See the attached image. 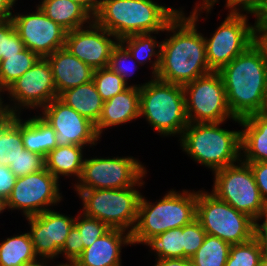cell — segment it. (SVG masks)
Here are the masks:
<instances>
[{
  "label": "cell",
  "instance_id": "cell-1",
  "mask_svg": "<svg viewBox=\"0 0 267 266\" xmlns=\"http://www.w3.org/2000/svg\"><path fill=\"white\" fill-rule=\"evenodd\" d=\"M202 10H207L208 14L211 8L200 2L188 17L181 9L166 26L165 31H171L173 34H169V39L161 41V60L155 78L183 86L211 72L206 57L204 36L197 31L198 17L200 13H204Z\"/></svg>",
  "mask_w": 267,
  "mask_h": 266
},
{
  "label": "cell",
  "instance_id": "cell-2",
  "mask_svg": "<svg viewBox=\"0 0 267 266\" xmlns=\"http://www.w3.org/2000/svg\"><path fill=\"white\" fill-rule=\"evenodd\" d=\"M228 107L236 119H244L260 111L267 90V65L251 44L219 71Z\"/></svg>",
  "mask_w": 267,
  "mask_h": 266
},
{
  "label": "cell",
  "instance_id": "cell-3",
  "mask_svg": "<svg viewBox=\"0 0 267 266\" xmlns=\"http://www.w3.org/2000/svg\"><path fill=\"white\" fill-rule=\"evenodd\" d=\"M180 11L152 0H99L93 20L120 40L134 34L164 32Z\"/></svg>",
  "mask_w": 267,
  "mask_h": 266
},
{
  "label": "cell",
  "instance_id": "cell-4",
  "mask_svg": "<svg viewBox=\"0 0 267 266\" xmlns=\"http://www.w3.org/2000/svg\"><path fill=\"white\" fill-rule=\"evenodd\" d=\"M173 190L155 204L141 195L137 223L131 233L132 244H144L153 236L183 227L196 219L197 192Z\"/></svg>",
  "mask_w": 267,
  "mask_h": 266
},
{
  "label": "cell",
  "instance_id": "cell-5",
  "mask_svg": "<svg viewBox=\"0 0 267 266\" xmlns=\"http://www.w3.org/2000/svg\"><path fill=\"white\" fill-rule=\"evenodd\" d=\"M220 123H188L180 137L182 151L212 171L240 162L241 130L220 128Z\"/></svg>",
  "mask_w": 267,
  "mask_h": 266
},
{
  "label": "cell",
  "instance_id": "cell-6",
  "mask_svg": "<svg viewBox=\"0 0 267 266\" xmlns=\"http://www.w3.org/2000/svg\"><path fill=\"white\" fill-rule=\"evenodd\" d=\"M152 78L140 89L139 116H144L161 136L181 137L189 123L183 86Z\"/></svg>",
  "mask_w": 267,
  "mask_h": 266
},
{
  "label": "cell",
  "instance_id": "cell-7",
  "mask_svg": "<svg viewBox=\"0 0 267 266\" xmlns=\"http://www.w3.org/2000/svg\"><path fill=\"white\" fill-rule=\"evenodd\" d=\"M196 219L206 234L230 245L244 243L256 236L254 219L207 191H197Z\"/></svg>",
  "mask_w": 267,
  "mask_h": 266
},
{
  "label": "cell",
  "instance_id": "cell-8",
  "mask_svg": "<svg viewBox=\"0 0 267 266\" xmlns=\"http://www.w3.org/2000/svg\"><path fill=\"white\" fill-rule=\"evenodd\" d=\"M83 202L82 213L105 223L109 228L133 232L138 217L141 193L131 186L122 189L76 190Z\"/></svg>",
  "mask_w": 267,
  "mask_h": 266
},
{
  "label": "cell",
  "instance_id": "cell-9",
  "mask_svg": "<svg viewBox=\"0 0 267 266\" xmlns=\"http://www.w3.org/2000/svg\"><path fill=\"white\" fill-rule=\"evenodd\" d=\"M185 110L189 123H220L233 117L226 98L223 79L219 72H210L183 85Z\"/></svg>",
  "mask_w": 267,
  "mask_h": 266
},
{
  "label": "cell",
  "instance_id": "cell-10",
  "mask_svg": "<svg viewBox=\"0 0 267 266\" xmlns=\"http://www.w3.org/2000/svg\"><path fill=\"white\" fill-rule=\"evenodd\" d=\"M146 171L133 157L84 158L81 177L74 186L75 190L141 187Z\"/></svg>",
  "mask_w": 267,
  "mask_h": 266
},
{
  "label": "cell",
  "instance_id": "cell-11",
  "mask_svg": "<svg viewBox=\"0 0 267 266\" xmlns=\"http://www.w3.org/2000/svg\"><path fill=\"white\" fill-rule=\"evenodd\" d=\"M212 193L227 202L237 211L243 212L255 221L265 209L253 171L248 163L240 160L214 171Z\"/></svg>",
  "mask_w": 267,
  "mask_h": 266
},
{
  "label": "cell",
  "instance_id": "cell-12",
  "mask_svg": "<svg viewBox=\"0 0 267 266\" xmlns=\"http://www.w3.org/2000/svg\"><path fill=\"white\" fill-rule=\"evenodd\" d=\"M246 14L231 12L209 39L204 37L210 71L219 72L252 44V29Z\"/></svg>",
  "mask_w": 267,
  "mask_h": 266
},
{
  "label": "cell",
  "instance_id": "cell-13",
  "mask_svg": "<svg viewBox=\"0 0 267 266\" xmlns=\"http://www.w3.org/2000/svg\"><path fill=\"white\" fill-rule=\"evenodd\" d=\"M58 183L46 168L17 178L6 200L7 209L22 210L25 218L49 210L62 200Z\"/></svg>",
  "mask_w": 267,
  "mask_h": 266
},
{
  "label": "cell",
  "instance_id": "cell-14",
  "mask_svg": "<svg viewBox=\"0 0 267 266\" xmlns=\"http://www.w3.org/2000/svg\"><path fill=\"white\" fill-rule=\"evenodd\" d=\"M5 91L9 93L8 98L14 102L13 106L7 104L10 114L14 115L20 114L24 107L41 110L53 99L58 98L50 63L46 58H40Z\"/></svg>",
  "mask_w": 267,
  "mask_h": 266
},
{
  "label": "cell",
  "instance_id": "cell-15",
  "mask_svg": "<svg viewBox=\"0 0 267 266\" xmlns=\"http://www.w3.org/2000/svg\"><path fill=\"white\" fill-rule=\"evenodd\" d=\"M40 116L55 131L57 146H95L100 139L95 124L67 106L59 98L42 108ZM93 144V145H92ZM86 145V146H85Z\"/></svg>",
  "mask_w": 267,
  "mask_h": 266
},
{
  "label": "cell",
  "instance_id": "cell-16",
  "mask_svg": "<svg viewBox=\"0 0 267 266\" xmlns=\"http://www.w3.org/2000/svg\"><path fill=\"white\" fill-rule=\"evenodd\" d=\"M11 20L25 48L40 58L65 47L67 31L48 18L38 6L35 12L29 14H12Z\"/></svg>",
  "mask_w": 267,
  "mask_h": 266
},
{
  "label": "cell",
  "instance_id": "cell-17",
  "mask_svg": "<svg viewBox=\"0 0 267 266\" xmlns=\"http://www.w3.org/2000/svg\"><path fill=\"white\" fill-rule=\"evenodd\" d=\"M118 42L113 34L93 20L87 26L68 31L65 48L93 70H97L108 67L111 51Z\"/></svg>",
  "mask_w": 267,
  "mask_h": 266
},
{
  "label": "cell",
  "instance_id": "cell-18",
  "mask_svg": "<svg viewBox=\"0 0 267 266\" xmlns=\"http://www.w3.org/2000/svg\"><path fill=\"white\" fill-rule=\"evenodd\" d=\"M30 237L37 257L54 259L59 256L65 240L75 224V218L55 212L51 208L26 217Z\"/></svg>",
  "mask_w": 267,
  "mask_h": 266
},
{
  "label": "cell",
  "instance_id": "cell-19",
  "mask_svg": "<svg viewBox=\"0 0 267 266\" xmlns=\"http://www.w3.org/2000/svg\"><path fill=\"white\" fill-rule=\"evenodd\" d=\"M129 244L132 245L129 232L110 228L91 246L85 248L72 266H122L121 248Z\"/></svg>",
  "mask_w": 267,
  "mask_h": 266
},
{
  "label": "cell",
  "instance_id": "cell-20",
  "mask_svg": "<svg viewBox=\"0 0 267 266\" xmlns=\"http://www.w3.org/2000/svg\"><path fill=\"white\" fill-rule=\"evenodd\" d=\"M46 59L50 63L58 96L65 90L93 80L94 70L65 47L56 50Z\"/></svg>",
  "mask_w": 267,
  "mask_h": 266
},
{
  "label": "cell",
  "instance_id": "cell-21",
  "mask_svg": "<svg viewBox=\"0 0 267 266\" xmlns=\"http://www.w3.org/2000/svg\"><path fill=\"white\" fill-rule=\"evenodd\" d=\"M144 85L145 83L132 84L123 92L103 103L99 121L95 125L100 138L104 128L126 124L138 117L140 118V89Z\"/></svg>",
  "mask_w": 267,
  "mask_h": 266
},
{
  "label": "cell",
  "instance_id": "cell-22",
  "mask_svg": "<svg viewBox=\"0 0 267 266\" xmlns=\"http://www.w3.org/2000/svg\"><path fill=\"white\" fill-rule=\"evenodd\" d=\"M240 122V126L244 127L241 130V160L267 162V118L253 114Z\"/></svg>",
  "mask_w": 267,
  "mask_h": 266
},
{
  "label": "cell",
  "instance_id": "cell-23",
  "mask_svg": "<svg viewBox=\"0 0 267 266\" xmlns=\"http://www.w3.org/2000/svg\"><path fill=\"white\" fill-rule=\"evenodd\" d=\"M37 6L67 32L93 21V17L81 5L71 0H42Z\"/></svg>",
  "mask_w": 267,
  "mask_h": 266
},
{
  "label": "cell",
  "instance_id": "cell-24",
  "mask_svg": "<svg viewBox=\"0 0 267 266\" xmlns=\"http://www.w3.org/2000/svg\"><path fill=\"white\" fill-rule=\"evenodd\" d=\"M58 98L95 125L98 123L104 101L93 81L65 90Z\"/></svg>",
  "mask_w": 267,
  "mask_h": 266
},
{
  "label": "cell",
  "instance_id": "cell-25",
  "mask_svg": "<svg viewBox=\"0 0 267 266\" xmlns=\"http://www.w3.org/2000/svg\"><path fill=\"white\" fill-rule=\"evenodd\" d=\"M82 146H57L45 157V168L59 180L60 176H74L80 179L84 156Z\"/></svg>",
  "mask_w": 267,
  "mask_h": 266
},
{
  "label": "cell",
  "instance_id": "cell-26",
  "mask_svg": "<svg viewBox=\"0 0 267 266\" xmlns=\"http://www.w3.org/2000/svg\"><path fill=\"white\" fill-rule=\"evenodd\" d=\"M22 143L26 150L44 158L57 147L55 131L40 114L25 121L22 119Z\"/></svg>",
  "mask_w": 267,
  "mask_h": 266
},
{
  "label": "cell",
  "instance_id": "cell-27",
  "mask_svg": "<svg viewBox=\"0 0 267 266\" xmlns=\"http://www.w3.org/2000/svg\"><path fill=\"white\" fill-rule=\"evenodd\" d=\"M152 33L134 34L121 38L119 42L128 50L131 56L137 60L139 65H144L147 61L152 63V77H155L161 60L162 42H157ZM155 47L158 49L156 50ZM156 60L152 61V57Z\"/></svg>",
  "mask_w": 267,
  "mask_h": 266
},
{
  "label": "cell",
  "instance_id": "cell-28",
  "mask_svg": "<svg viewBox=\"0 0 267 266\" xmlns=\"http://www.w3.org/2000/svg\"><path fill=\"white\" fill-rule=\"evenodd\" d=\"M24 149L22 119L20 114H11L0 123V165L9 167Z\"/></svg>",
  "mask_w": 267,
  "mask_h": 266
},
{
  "label": "cell",
  "instance_id": "cell-29",
  "mask_svg": "<svg viewBox=\"0 0 267 266\" xmlns=\"http://www.w3.org/2000/svg\"><path fill=\"white\" fill-rule=\"evenodd\" d=\"M38 258L29 232L6 238L0 243V266H22Z\"/></svg>",
  "mask_w": 267,
  "mask_h": 266
},
{
  "label": "cell",
  "instance_id": "cell-30",
  "mask_svg": "<svg viewBox=\"0 0 267 266\" xmlns=\"http://www.w3.org/2000/svg\"><path fill=\"white\" fill-rule=\"evenodd\" d=\"M40 57L25 48L16 55L8 56L0 63V88L6 90L14 81L29 70Z\"/></svg>",
  "mask_w": 267,
  "mask_h": 266
},
{
  "label": "cell",
  "instance_id": "cell-31",
  "mask_svg": "<svg viewBox=\"0 0 267 266\" xmlns=\"http://www.w3.org/2000/svg\"><path fill=\"white\" fill-rule=\"evenodd\" d=\"M144 245L156 252V259L184 258L183 227L174 228L149 238Z\"/></svg>",
  "mask_w": 267,
  "mask_h": 266
},
{
  "label": "cell",
  "instance_id": "cell-32",
  "mask_svg": "<svg viewBox=\"0 0 267 266\" xmlns=\"http://www.w3.org/2000/svg\"><path fill=\"white\" fill-rule=\"evenodd\" d=\"M230 246L220 238L206 234L202 246L190 260L196 266H225Z\"/></svg>",
  "mask_w": 267,
  "mask_h": 266
},
{
  "label": "cell",
  "instance_id": "cell-33",
  "mask_svg": "<svg viewBox=\"0 0 267 266\" xmlns=\"http://www.w3.org/2000/svg\"><path fill=\"white\" fill-rule=\"evenodd\" d=\"M263 258V243L255 236L249 241L230 246L225 266H258Z\"/></svg>",
  "mask_w": 267,
  "mask_h": 266
},
{
  "label": "cell",
  "instance_id": "cell-34",
  "mask_svg": "<svg viewBox=\"0 0 267 266\" xmlns=\"http://www.w3.org/2000/svg\"><path fill=\"white\" fill-rule=\"evenodd\" d=\"M92 81L104 102L128 88L121 76L109 67L94 70Z\"/></svg>",
  "mask_w": 267,
  "mask_h": 266
},
{
  "label": "cell",
  "instance_id": "cell-35",
  "mask_svg": "<svg viewBox=\"0 0 267 266\" xmlns=\"http://www.w3.org/2000/svg\"><path fill=\"white\" fill-rule=\"evenodd\" d=\"M25 45L17 33L11 19L0 22V63L8 56L23 51Z\"/></svg>",
  "mask_w": 267,
  "mask_h": 266
},
{
  "label": "cell",
  "instance_id": "cell-36",
  "mask_svg": "<svg viewBox=\"0 0 267 266\" xmlns=\"http://www.w3.org/2000/svg\"><path fill=\"white\" fill-rule=\"evenodd\" d=\"M79 214L78 217H75L74 225L78 228L81 234V244H84L85 249L91 246L95 240L100 238L110 228L97 218L89 217L84 213Z\"/></svg>",
  "mask_w": 267,
  "mask_h": 266
},
{
  "label": "cell",
  "instance_id": "cell-37",
  "mask_svg": "<svg viewBox=\"0 0 267 266\" xmlns=\"http://www.w3.org/2000/svg\"><path fill=\"white\" fill-rule=\"evenodd\" d=\"M131 56V54L128 52V50L120 43L113 48L110 55V60L108 67L114 71L116 74L121 76L124 83L129 87L128 85V78L129 76L133 75L132 71L134 68L138 67L139 64H137L136 60ZM131 63L130 61H134V65H126V63ZM126 62V63H125ZM128 63V64H129ZM138 65V66H137ZM132 66V67H131ZM132 69V70H131Z\"/></svg>",
  "mask_w": 267,
  "mask_h": 266
},
{
  "label": "cell",
  "instance_id": "cell-38",
  "mask_svg": "<svg viewBox=\"0 0 267 266\" xmlns=\"http://www.w3.org/2000/svg\"><path fill=\"white\" fill-rule=\"evenodd\" d=\"M45 168V158L42 155L24 149L13 161L9 169L19 178Z\"/></svg>",
  "mask_w": 267,
  "mask_h": 266
},
{
  "label": "cell",
  "instance_id": "cell-39",
  "mask_svg": "<svg viewBox=\"0 0 267 266\" xmlns=\"http://www.w3.org/2000/svg\"><path fill=\"white\" fill-rule=\"evenodd\" d=\"M206 231L197 219L183 226L184 258L191 259L202 246Z\"/></svg>",
  "mask_w": 267,
  "mask_h": 266
},
{
  "label": "cell",
  "instance_id": "cell-40",
  "mask_svg": "<svg viewBox=\"0 0 267 266\" xmlns=\"http://www.w3.org/2000/svg\"><path fill=\"white\" fill-rule=\"evenodd\" d=\"M83 251L84 244H81V234L78 228L73 225L62 249L60 250V254H63L65 256L64 258H66L69 263H60L57 266H72L75 261L82 255Z\"/></svg>",
  "mask_w": 267,
  "mask_h": 266
},
{
  "label": "cell",
  "instance_id": "cell-41",
  "mask_svg": "<svg viewBox=\"0 0 267 266\" xmlns=\"http://www.w3.org/2000/svg\"><path fill=\"white\" fill-rule=\"evenodd\" d=\"M218 0H212L208 6L213 9L215 3ZM264 0H226V8L230 9L231 12H242L245 11L247 14H255L263 5ZM240 7V8H238ZM241 9V10H240Z\"/></svg>",
  "mask_w": 267,
  "mask_h": 266
},
{
  "label": "cell",
  "instance_id": "cell-42",
  "mask_svg": "<svg viewBox=\"0 0 267 266\" xmlns=\"http://www.w3.org/2000/svg\"><path fill=\"white\" fill-rule=\"evenodd\" d=\"M253 171L264 204L267 206V162H245Z\"/></svg>",
  "mask_w": 267,
  "mask_h": 266
},
{
  "label": "cell",
  "instance_id": "cell-43",
  "mask_svg": "<svg viewBox=\"0 0 267 266\" xmlns=\"http://www.w3.org/2000/svg\"><path fill=\"white\" fill-rule=\"evenodd\" d=\"M252 45L267 65V30L261 28L256 22L252 29Z\"/></svg>",
  "mask_w": 267,
  "mask_h": 266
},
{
  "label": "cell",
  "instance_id": "cell-44",
  "mask_svg": "<svg viewBox=\"0 0 267 266\" xmlns=\"http://www.w3.org/2000/svg\"><path fill=\"white\" fill-rule=\"evenodd\" d=\"M17 177L4 165H0V197L7 200L15 185Z\"/></svg>",
  "mask_w": 267,
  "mask_h": 266
},
{
  "label": "cell",
  "instance_id": "cell-45",
  "mask_svg": "<svg viewBox=\"0 0 267 266\" xmlns=\"http://www.w3.org/2000/svg\"><path fill=\"white\" fill-rule=\"evenodd\" d=\"M262 218L264 219V221L262 224H259L258 221H260ZM255 230H256V237L262 243H267V206L258 217V220L256 221L255 224Z\"/></svg>",
  "mask_w": 267,
  "mask_h": 266
},
{
  "label": "cell",
  "instance_id": "cell-46",
  "mask_svg": "<svg viewBox=\"0 0 267 266\" xmlns=\"http://www.w3.org/2000/svg\"><path fill=\"white\" fill-rule=\"evenodd\" d=\"M17 0H0V22L11 19L13 9Z\"/></svg>",
  "mask_w": 267,
  "mask_h": 266
},
{
  "label": "cell",
  "instance_id": "cell-47",
  "mask_svg": "<svg viewBox=\"0 0 267 266\" xmlns=\"http://www.w3.org/2000/svg\"><path fill=\"white\" fill-rule=\"evenodd\" d=\"M156 260L154 266H186L191 261L189 258H166Z\"/></svg>",
  "mask_w": 267,
  "mask_h": 266
},
{
  "label": "cell",
  "instance_id": "cell-48",
  "mask_svg": "<svg viewBox=\"0 0 267 266\" xmlns=\"http://www.w3.org/2000/svg\"><path fill=\"white\" fill-rule=\"evenodd\" d=\"M75 3H78L81 5L93 18L95 17L97 10H98V5H99V0H71Z\"/></svg>",
  "mask_w": 267,
  "mask_h": 266
},
{
  "label": "cell",
  "instance_id": "cell-49",
  "mask_svg": "<svg viewBox=\"0 0 267 266\" xmlns=\"http://www.w3.org/2000/svg\"><path fill=\"white\" fill-rule=\"evenodd\" d=\"M256 17L255 22L261 27L267 30V0H264L261 8L254 14Z\"/></svg>",
  "mask_w": 267,
  "mask_h": 266
},
{
  "label": "cell",
  "instance_id": "cell-50",
  "mask_svg": "<svg viewBox=\"0 0 267 266\" xmlns=\"http://www.w3.org/2000/svg\"><path fill=\"white\" fill-rule=\"evenodd\" d=\"M1 92H5V90L0 88V123L11 115L7 104H3L4 101H2Z\"/></svg>",
  "mask_w": 267,
  "mask_h": 266
},
{
  "label": "cell",
  "instance_id": "cell-51",
  "mask_svg": "<svg viewBox=\"0 0 267 266\" xmlns=\"http://www.w3.org/2000/svg\"><path fill=\"white\" fill-rule=\"evenodd\" d=\"M38 259L35 258L34 260L29 261V262L23 264L22 266H48V264H49V262H48L49 259L48 258H45V257L40 258L39 257Z\"/></svg>",
  "mask_w": 267,
  "mask_h": 266
},
{
  "label": "cell",
  "instance_id": "cell-52",
  "mask_svg": "<svg viewBox=\"0 0 267 266\" xmlns=\"http://www.w3.org/2000/svg\"><path fill=\"white\" fill-rule=\"evenodd\" d=\"M258 114L267 118V90L264 94L263 104H262V107H261L260 111L258 112Z\"/></svg>",
  "mask_w": 267,
  "mask_h": 266
},
{
  "label": "cell",
  "instance_id": "cell-53",
  "mask_svg": "<svg viewBox=\"0 0 267 266\" xmlns=\"http://www.w3.org/2000/svg\"><path fill=\"white\" fill-rule=\"evenodd\" d=\"M7 208V201L5 198L0 197V213H2Z\"/></svg>",
  "mask_w": 267,
  "mask_h": 266
},
{
  "label": "cell",
  "instance_id": "cell-54",
  "mask_svg": "<svg viewBox=\"0 0 267 266\" xmlns=\"http://www.w3.org/2000/svg\"><path fill=\"white\" fill-rule=\"evenodd\" d=\"M263 257L267 260V243H263Z\"/></svg>",
  "mask_w": 267,
  "mask_h": 266
},
{
  "label": "cell",
  "instance_id": "cell-55",
  "mask_svg": "<svg viewBox=\"0 0 267 266\" xmlns=\"http://www.w3.org/2000/svg\"><path fill=\"white\" fill-rule=\"evenodd\" d=\"M258 266H267V260L263 257V258L260 260Z\"/></svg>",
  "mask_w": 267,
  "mask_h": 266
},
{
  "label": "cell",
  "instance_id": "cell-56",
  "mask_svg": "<svg viewBox=\"0 0 267 266\" xmlns=\"http://www.w3.org/2000/svg\"><path fill=\"white\" fill-rule=\"evenodd\" d=\"M202 5H208L212 0H202Z\"/></svg>",
  "mask_w": 267,
  "mask_h": 266
},
{
  "label": "cell",
  "instance_id": "cell-57",
  "mask_svg": "<svg viewBox=\"0 0 267 266\" xmlns=\"http://www.w3.org/2000/svg\"><path fill=\"white\" fill-rule=\"evenodd\" d=\"M186 266H196V265L190 261Z\"/></svg>",
  "mask_w": 267,
  "mask_h": 266
}]
</instances>
